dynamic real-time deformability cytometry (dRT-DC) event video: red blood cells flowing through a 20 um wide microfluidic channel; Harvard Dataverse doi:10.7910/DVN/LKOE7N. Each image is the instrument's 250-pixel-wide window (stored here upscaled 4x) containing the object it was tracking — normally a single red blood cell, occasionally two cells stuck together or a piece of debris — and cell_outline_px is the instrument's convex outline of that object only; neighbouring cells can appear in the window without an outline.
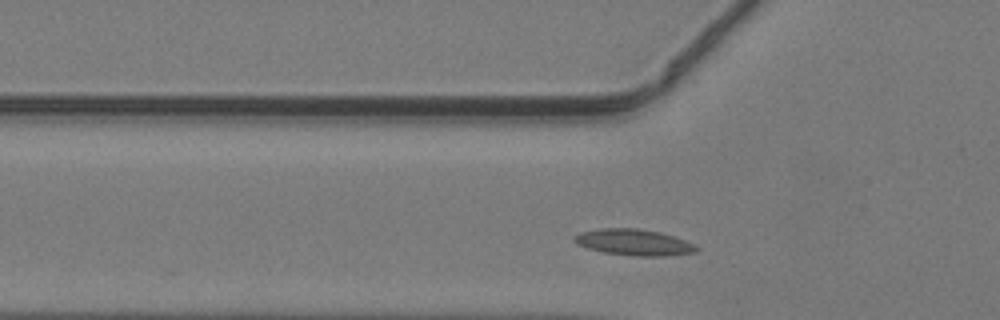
{"species": "common noctule bat (a hibernating species)", "species_latin": "Nyctalus noctula", "temperature_condition": "warm", "stored_images_in_passage": 33, "camera_frame_rate_fps": 3000, "um_per_image_px": 0.085, "animal": {"sex": "male", "body_mass_g": 19.2, "forearm_length_mm": 51.8}, "frame": {"image": 1, "passage_image": 4, "time_ms": 1.0, "image_size_px": [1000, 320], "cell_outline_px": [[700, 248], [696, 252], [664, 256], [632, 256], [604, 252], [588, 248], [576, 244], [572, 240], [572, 236], [580, 232], [600, 228], [636, 228], [660, 232], [696, 244]], "centroid_in_image_um": [53.86, 20.59], "position_along_channel_um": 71.9, "area_um2": 18.79}}
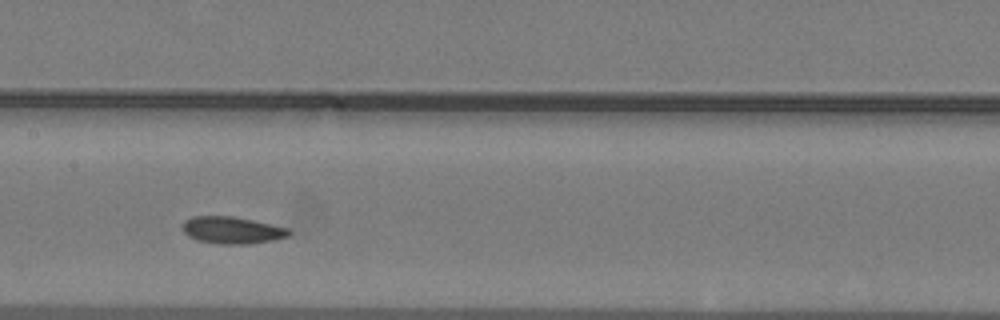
{"frame": {"image": 2, "passage_image": 12, "time_ms": 3.667, "image_size_px": [1000, 320], "cell_outline_px": [[292, 232], [288, 236], [272, 240], [252, 244], [220, 244], [196, 240], [188, 236], [180, 228], [180, 224], [184, 220], [192, 216], [232, 216], [252, 220], [288, 228]], "centroid_in_image_um": [19.66, 19.56], "position_along_channel_um": 187.7, "area_um2": 16.94}}
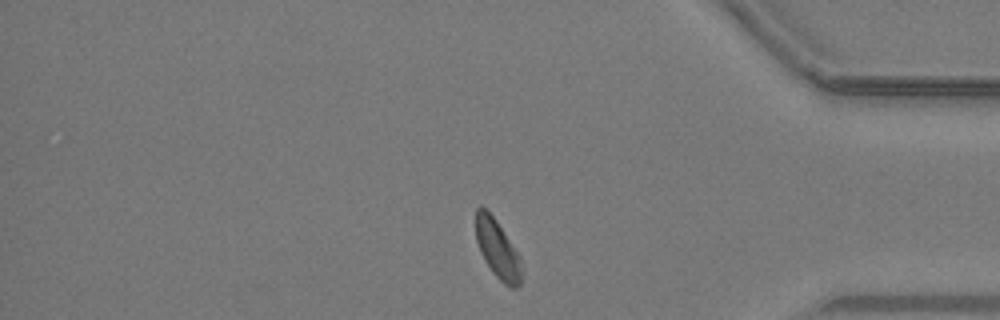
{"frame": {"image": 3, "passage_image": 28, "time_ms": 9.0, "image_size_px": [1000, 320], "cell_outline_px": [[520, 284], [516, 288], [512, 288], [504, 284], [492, 272], [484, 260], [480, 252], [476, 240], [476, 208], [480, 204], [496, 220], [520, 256]], "centroid_in_image_um": [42.26, 21.17], "position_along_channel_um": 392.9, "area_um2": 15.37}}